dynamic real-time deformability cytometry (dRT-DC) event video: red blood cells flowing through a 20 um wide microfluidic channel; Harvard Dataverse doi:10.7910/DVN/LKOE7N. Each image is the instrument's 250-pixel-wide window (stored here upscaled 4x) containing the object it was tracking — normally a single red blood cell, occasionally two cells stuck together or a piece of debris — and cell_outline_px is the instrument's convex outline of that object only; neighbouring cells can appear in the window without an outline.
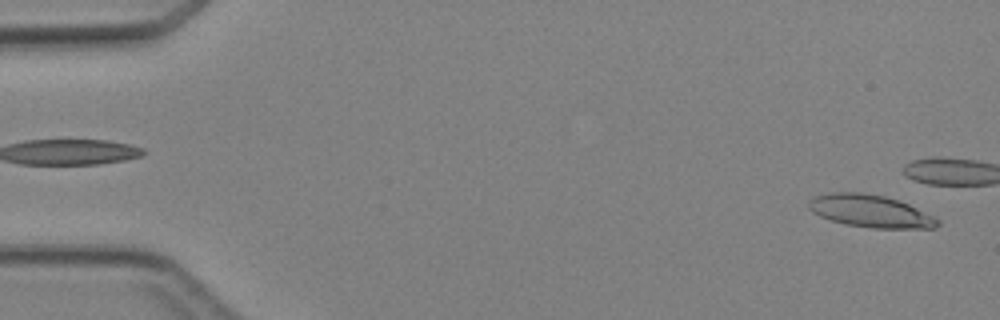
{"species": "Egyptian fruit bat (a non-hibernating species)", "species_latin": "Rousettus aegyptiacus", "temperature_condition": "cold", "stored_images_in_passage": 5, "camera_frame_rate_fps": 3000, "um_per_image_px": 0.085, "animal": {"sex": "female"}, "frame": {"image": 1, "passage_image": 5, "time_ms": 4.333, "image_size_px": [1000, 320], "cell_outline_px": [[940, 224], [936, 228], [872, 228], [844, 224], [820, 216], [812, 212], [808, 208], [808, 204], [812, 196], [832, 192], [860, 192], [884, 196], [900, 200], [940, 220]], "centroid_in_image_um": [73.96, 17.94], "position_along_channel_um": 11.0, "area_um2": 24.39}}